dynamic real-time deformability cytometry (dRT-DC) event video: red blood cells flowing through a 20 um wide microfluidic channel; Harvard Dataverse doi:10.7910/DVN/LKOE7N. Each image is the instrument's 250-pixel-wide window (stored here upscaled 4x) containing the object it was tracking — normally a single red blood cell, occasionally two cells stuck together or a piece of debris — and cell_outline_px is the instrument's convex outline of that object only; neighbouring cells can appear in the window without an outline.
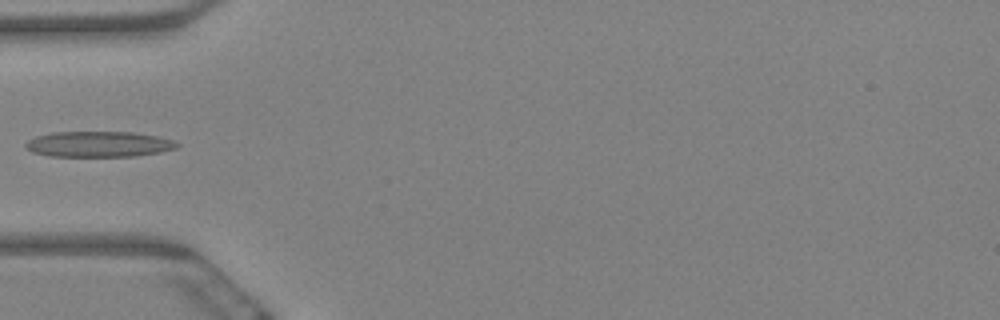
{"species": "Egyptian fruit bat (a non-hibernating species)", "species_latin": "Rousettus aegyptiacus", "temperature_condition": "warm", "stored_images_in_passage": 5, "camera_frame_rate_fps": 3000, "um_per_image_px": 0.085, "animal": {"sex": "female"}, "frame": {"image": 1, "passage_image": 5, "time_ms": 1.333, "image_size_px": [1000, 320], "cell_outline_px": [[180, 144], [176, 148], [160, 152], [136, 156], [48, 156], [32, 152], [24, 144], [28, 140], [36, 136], [52, 132], [132, 132], [156, 136], [172, 140]], "centroid_in_image_um": [8.37, 12.25], "position_along_channel_um": 76.6, "area_um2": 22.54}}